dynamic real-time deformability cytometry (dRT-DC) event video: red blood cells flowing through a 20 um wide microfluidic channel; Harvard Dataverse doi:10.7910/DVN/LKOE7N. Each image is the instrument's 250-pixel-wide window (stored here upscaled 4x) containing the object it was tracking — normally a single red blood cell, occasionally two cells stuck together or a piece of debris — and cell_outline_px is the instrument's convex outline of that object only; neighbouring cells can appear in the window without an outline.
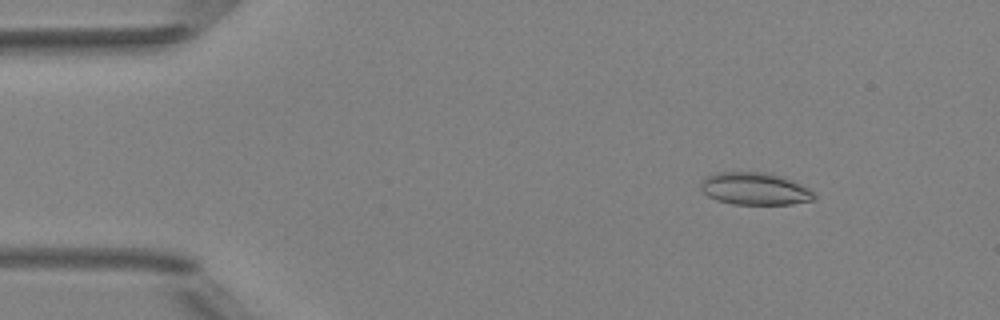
{"species": "Egyptian fruit bat (a non-hibernating species)", "species_latin": "Rousettus aegyptiacus", "temperature_condition": "room temperature", "stored_images_in_passage": 4, "camera_frame_rate_fps": 3000, "um_per_image_px": 0.085, "animal": {"sex": "female"}, "frame": {"image": 1, "passage_image": 2, "time_ms": 1.0, "image_size_px": [1000, 320], "cell_outline_px": [[816, 196], [812, 200], [792, 204], [732, 204], [716, 200], [708, 196], [700, 188], [700, 184], [704, 176], [716, 172], [764, 172], [784, 176], [816, 192]], "centroid_in_image_um": [64.15, 16.03], "position_along_channel_um": 20.9, "area_um2": 21.62}}